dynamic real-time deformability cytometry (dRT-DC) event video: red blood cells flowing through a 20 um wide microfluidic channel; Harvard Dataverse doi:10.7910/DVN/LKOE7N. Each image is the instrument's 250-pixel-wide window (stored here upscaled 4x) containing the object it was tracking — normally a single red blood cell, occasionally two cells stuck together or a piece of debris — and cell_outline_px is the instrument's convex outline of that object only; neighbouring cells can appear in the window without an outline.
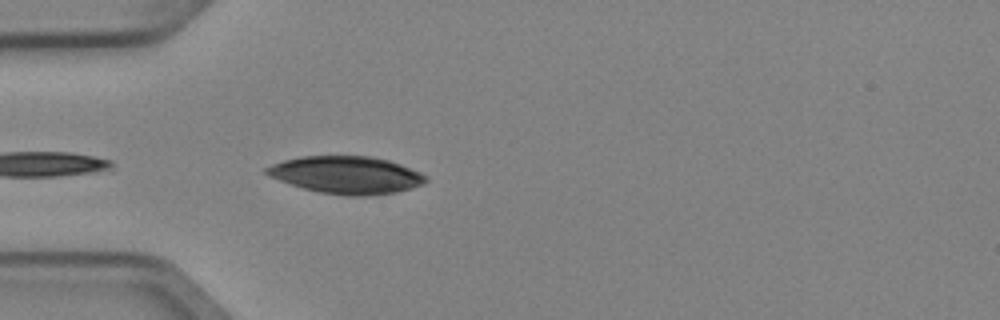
{"species": "Egyptian fruit bat (a non-hibernating species)", "species_latin": "Rousettus aegyptiacus", "temperature_condition": "cold", "stored_images_in_passage": 4, "camera_frame_rate_fps": 3000, "um_per_image_px": 0.085, "animal": {"sex": "female"}, "frame": {"image": 1, "passage_image": 4, "time_ms": 1.0, "image_size_px": [1000, 320], "cell_outline_px": [[428, 180], [424, 184], [412, 188], [396, 192], [364, 196], [348, 196], [320, 192], [304, 188], [268, 176], [264, 172], [264, 168], [272, 164], [284, 160], [300, 156], [368, 156], [388, 160], [400, 164], [420, 172], [428, 176]], "centroid_in_image_um": [29.46, 14.87], "position_along_channel_um": 55.5, "area_um2": 34.68}}